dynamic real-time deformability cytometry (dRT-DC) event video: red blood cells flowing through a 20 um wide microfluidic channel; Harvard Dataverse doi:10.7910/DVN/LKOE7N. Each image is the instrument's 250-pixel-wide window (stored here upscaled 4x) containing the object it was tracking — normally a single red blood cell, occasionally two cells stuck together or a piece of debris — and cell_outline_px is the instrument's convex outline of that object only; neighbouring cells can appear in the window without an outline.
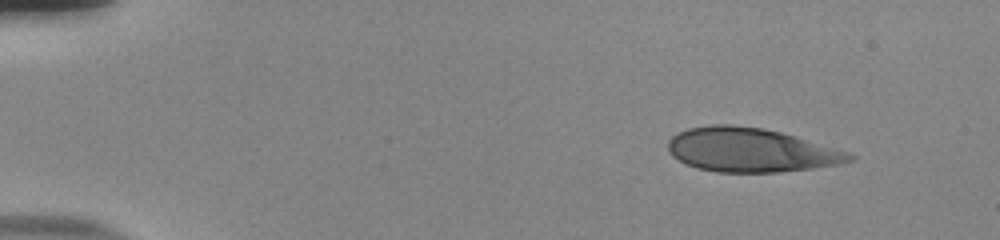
{"species": "human", "species_latin": "Homo sapiens", "temperature_condition": "room temperature", "stored_images_in_passage": 48, "camera_frame_rate_fps": 3000, "um_per_image_px": 0.085, "donor": {"sex": "male"}, "frame": {"image": 1, "passage_image": 1, "time_ms": 0.0, "image_size_px": [1000, 240], "cell_outline_px": [[856, 156], [852, 160], [840, 164], [812, 168], [776, 172], [716, 172], [696, 168], [684, 164], [672, 156], [668, 152], [668, 140], [676, 132], [688, 128], [712, 124], [732, 124], [764, 128], [780, 132], [848, 152]], "centroid_in_image_um": [63.74, 12.75], "position_along_channel_um": 21.3, "area_um2": 46.53}}
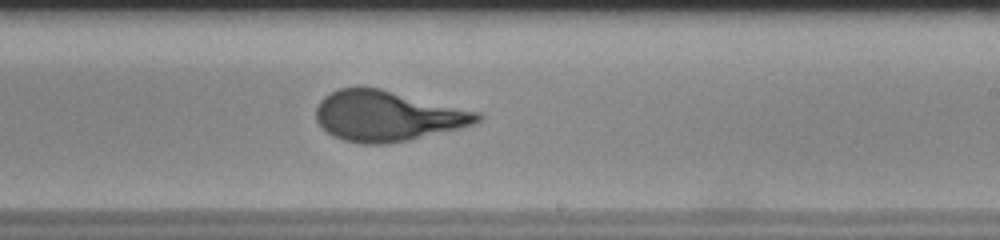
{"frame": {"image": 2, "passage_image": 28, "time_ms": 9.0, "image_size_px": [1000, 240], "cell_outline_px": [[484, 116], [476, 124], [460, 128], [408, 140], [384, 144], [364, 144], [344, 140], [332, 136], [316, 120], [316, 108], [320, 100], [324, 96], [340, 88], [380, 88], [480, 112]], "centroid_in_image_um": [32.95, 9.86], "position_along_channel_um": 256.1, "area_um2": 47.11}}
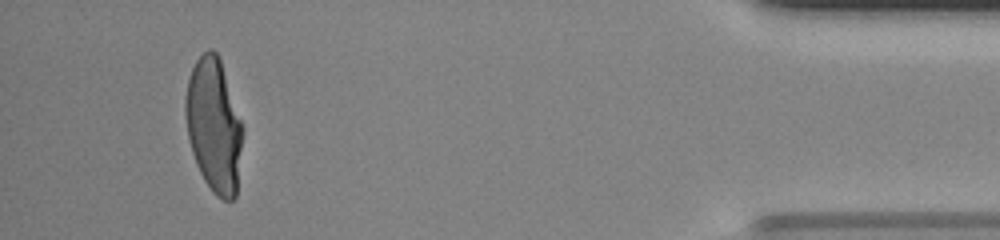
{"frame": {"image": 3, "passage_image": 45, "time_ms": 14.667, "image_size_px": [1000, 240], "cell_outline_px": [[244, 132], [236, 196], [232, 200], [224, 200], [216, 196], [212, 192], [204, 180], [196, 164], [188, 140], [184, 112], [184, 100], [188, 80], [192, 68], [196, 60], [208, 48], [212, 48], [216, 52], [220, 60], [244, 128]], "centroid_in_image_um": [18.18, 10.68], "position_along_channel_um": 417.0, "area_um2": 44.91}, "authors_computed_cell_mechanics": {"area_um2": 46.9914, "velocity_mm_per_s": 3.8576, "shape_relaxation_time_tau1_ms": 5.8305, "shape_relaxation_time_tau2_ms": null, "deformation_change_tau1": 0.2507, "deformation_change_tau2": null}}